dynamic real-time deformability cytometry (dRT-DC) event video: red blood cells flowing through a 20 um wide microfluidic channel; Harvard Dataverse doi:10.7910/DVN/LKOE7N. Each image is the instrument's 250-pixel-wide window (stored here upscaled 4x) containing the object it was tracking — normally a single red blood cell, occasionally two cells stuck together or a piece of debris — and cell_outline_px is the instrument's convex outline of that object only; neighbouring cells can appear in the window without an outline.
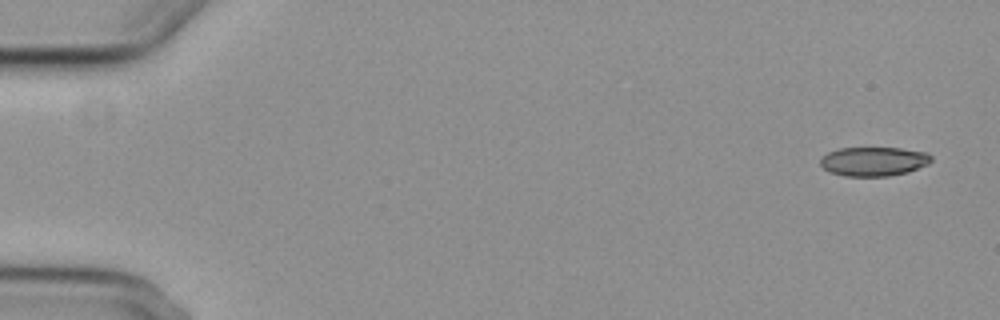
{"species": "common noctule bat (a hibernating species)", "species_latin": "Nyctalus noctula", "temperature_condition": "cold", "stored_images_in_passage": 5, "camera_frame_rate_fps": 3000, "um_per_image_px": 0.085, "animal": {"sex": "female", "body_mass_g": 29.2, "forearm_length_mm": 56.3}, "frame": {"image": 1, "passage_image": 1, "time_ms": 0.0, "image_size_px": [1000, 320], "cell_outline_px": [[932, 160], [928, 164], [908, 172], [888, 176], [844, 176], [832, 172], [824, 168], [820, 164], [820, 160], [828, 152], [840, 148], [900, 148], [928, 152], [932, 156]], "centroid_in_image_um": [74.3, 13.71], "position_along_channel_um": 10.7, "area_um2": 18.79}}
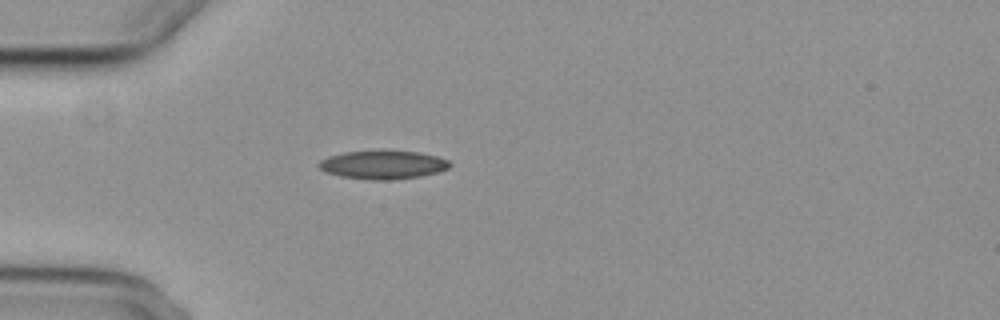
{"frame": {"image": 2, "passage_image": 5, "time_ms": 4.667, "image_size_px": [1000, 320], "cell_outline_px": [[452, 164], [448, 168], [440, 172], [420, 176], [392, 180], [372, 180], [340, 176], [324, 172], [316, 164], [320, 160], [328, 156], [344, 152], [384, 148], [420, 152], [436, 156], [448, 160]], "centroid_in_image_um": [32.54, 13.97], "position_along_channel_um": 52.5, "area_um2": 22.6}}